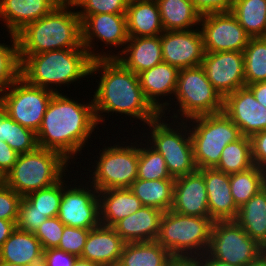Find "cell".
Returning <instances> with one entry per match:
<instances>
[{"instance_id":"cell-1","label":"cell","mask_w":266,"mask_h":266,"mask_svg":"<svg viewBox=\"0 0 266 266\" xmlns=\"http://www.w3.org/2000/svg\"><path fill=\"white\" fill-rule=\"evenodd\" d=\"M94 74H99L97 77H100L96 80L98 85L91 97L98 124L105 122V115L109 116V112H112V116L113 113L120 116L124 114L125 117H130V121L138 119L143 122V126L160 115L146 99L138 75L127 69L118 59H93L90 77Z\"/></svg>"},{"instance_id":"cell-2","label":"cell","mask_w":266,"mask_h":266,"mask_svg":"<svg viewBox=\"0 0 266 266\" xmlns=\"http://www.w3.org/2000/svg\"><path fill=\"white\" fill-rule=\"evenodd\" d=\"M62 93L53 94L36 133L37 142L38 147L59 152L66 160L74 162L99 127L93 100L79 103L80 100Z\"/></svg>"},{"instance_id":"cell-3","label":"cell","mask_w":266,"mask_h":266,"mask_svg":"<svg viewBox=\"0 0 266 266\" xmlns=\"http://www.w3.org/2000/svg\"><path fill=\"white\" fill-rule=\"evenodd\" d=\"M74 9L69 0H64L49 14L27 24L16 34L19 54L85 49L81 20Z\"/></svg>"},{"instance_id":"cell-4","label":"cell","mask_w":266,"mask_h":266,"mask_svg":"<svg viewBox=\"0 0 266 266\" xmlns=\"http://www.w3.org/2000/svg\"><path fill=\"white\" fill-rule=\"evenodd\" d=\"M20 76L29 84L59 93L67 87L90 78L93 58L86 49H62L38 54H19ZM79 81V82H78ZM56 88H55V87Z\"/></svg>"},{"instance_id":"cell-5","label":"cell","mask_w":266,"mask_h":266,"mask_svg":"<svg viewBox=\"0 0 266 266\" xmlns=\"http://www.w3.org/2000/svg\"><path fill=\"white\" fill-rule=\"evenodd\" d=\"M214 221L172 210L162 214L156 241L176 259L194 260L207 253Z\"/></svg>"},{"instance_id":"cell-6","label":"cell","mask_w":266,"mask_h":266,"mask_svg":"<svg viewBox=\"0 0 266 266\" xmlns=\"http://www.w3.org/2000/svg\"><path fill=\"white\" fill-rule=\"evenodd\" d=\"M167 117L160 114L150 121L147 124L149 130L143 127L146 128L143 131H149L148 134L142 133L143 136L139 137L163 156L168 172L173 178L191 174L197 170V167L194 161L189 125L183 120L176 122L173 119L169 122L170 118L167 119Z\"/></svg>"},{"instance_id":"cell-7","label":"cell","mask_w":266,"mask_h":266,"mask_svg":"<svg viewBox=\"0 0 266 266\" xmlns=\"http://www.w3.org/2000/svg\"><path fill=\"white\" fill-rule=\"evenodd\" d=\"M68 163L71 164L59 152L37 147L18 155L16 163L2 181L25 197L33 191L55 184L63 176L66 178Z\"/></svg>"},{"instance_id":"cell-8","label":"cell","mask_w":266,"mask_h":266,"mask_svg":"<svg viewBox=\"0 0 266 266\" xmlns=\"http://www.w3.org/2000/svg\"><path fill=\"white\" fill-rule=\"evenodd\" d=\"M173 98L174 101L169 103L170 106H167L160 114L166 116L170 114L169 112L176 110L173 111V115L169 116L176 121L182 120L181 118L183 121H187L194 117L223 111L224 98L212 86L201 65L179 70ZM174 102L175 104H173ZM172 104L175 106L174 108ZM176 105L179 107L177 108Z\"/></svg>"},{"instance_id":"cell-9","label":"cell","mask_w":266,"mask_h":266,"mask_svg":"<svg viewBox=\"0 0 266 266\" xmlns=\"http://www.w3.org/2000/svg\"><path fill=\"white\" fill-rule=\"evenodd\" d=\"M187 122L197 169L214 168L225 146L242 137L240 129L223 111L194 117Z\"/></svg>"},{"instance_id":"cell-10","label":"cell","mask_w":266,"mask_h":266,"mask_svg":"<svg viewBox=\"0 0 266 266\" xmlns=\"http://www.w3.org/2000/svg\"><path fill=\"white\" fill-rule=\"evenodd\" d=\"M132 139L136 141L132 143ZM132 139H126V142L123 141L124 144L113 142V146L111 144L105 146L97 153L99 156H96L97 160L91 165L94 169L88 170V173L92 172L89 174L88 182L98 191L129 188L137 180L139 162L137 142L139 143L140 139ZM128 140H131L130 145L127 143Z\"/></svg>"},{"instance_id":"cell-11","label":"cell","mask_w":266,"mask_h":266,"mask_svg":"<svg viewBox=\"0 0 266 266\" xmlns=\"http://www.w3.org/2000/svg\"><path fill=\"white\" fill-rule=\"evenodd\" d=\"M265 248L252 239L235 221H214L207 254L234 266H248L256 261Z\"/></svg>"},{"instance_id":"cell-12","label":"cell","mask_w":266,"mask_h":266,"mask_svg":"<svg viewBox=\"0 0 266 266\" xmlns=\"http://www.w3.org/2000/svg\"><path fill=\"white\" fill-rule=\"evenodd\" d=\"M53 94L20 76L0 93V107L14 121L37 133Z\"/></svg>"},{"instance_id":"cell-13","label":"cell","mask_w":266,"mask_h":266,"mask_svg":"<svg viewBox=\"0 0 266 266\" xmlns=\"http://www.w3.org/2000/svg\"><path fill=\"white\" fill-rule=\"evenodd\" d=\"M81 30L82 45L93 59L116 58L124 50L129 39L125 14L102 13L89 15L81 22ZM94 40L103 42L105 44L103 46H106L107 49L110 46V49L115 47L116 50L118 47L120 50L119 52L116 51V54L112 50H107V53L103 52V49L97 51L99 45L95 48L96 42Z\"/></svg>"},{"instance_id":"cell-14","label":"cell","mask_w":266,"mask_h":266,"mask_svg":"<svg viewBox=\"0 0 266 266\" xmlns=\"http://www.w3.org/2000/svg\"><path fill=\"white\" fill-rule=\"evenodd\" d=\"M76 180H72L75 183L73 186L66 183L68 181L63 177V192L57 217L65 226L91 230L101 224L98 190L89 182L76 185Z\"/></svg>"},{"instance_id":"cell-15","label":"cell","mask_w":266,"mask_h":266,"mask_svg":"<svg viewBox=\"0 0 266 266\" xmlns=\"http://www.w3.org/2000/svg\"><path fill=\"white\" fill-rule=\"evenodd\" d=\"M199 29L205 52H243L251 38L231 12L201 16Z\"/></svg>"},{"instance_id":"cell-16","label":"cell","mask_w":266,"mask_h":266,"mask_svg":"<svg viewBox=\"0 0 266 266\" xmlns=\"http://www.w3.org/2000/svg\"><path fill=\"white\" fill-rule=\"evenodd\" d=\"M201 66L212 86L223 98L246 87L243 52H205Z\"/></svg>"},{"instance_id":"cell-17","label":"cell","mask_w":266,"mask_h":266,"mask_svg":"<svg viewBox=\"0 0 266 266\" xmlns=\"http://www.w3.org/2000/svg\"><path fill=\"white\" fill-rule=\"evenodd\" d=\"M163 61L179 70L202 64L205 49L198 28L185 31H164L160 35Z\"/></svg>"},{"instance_id":"cell-18","label":"cell","mask_w":266,"mask_h":266,"mask_svg":"<svg viewBox=\"0 0 266 266\" xmlns=\"http://www.w3.org/2000/svg\"><path fill=\"white\" fill-rule=\"evenodd\" d=\"M223 112L237 125L242 136L252 137L266 130V107L243 87L224 97Z\"/></svg>"},{"instance_id":"cell-19","label":"cell","mask_w":266,"mask_h":266,"mask_svg":"<svg viewBox=\"0 0 266 266\" xmlns=\"http://www.w3.org/2000/svg\"><path fill=\"white\" fill-rule=\"evenodd\" d=\"M171 210L183 215L210 218L206 184L198 169L175 178Z\"/></svg>"},{"instance_id":"cell-20","label":"cell","mask_w":266,"mask_h":266,"mask_svg":"<svg viewBox=\"0 0 266 266\" xmlns=\"http://www.w3.org/2000/svg\"><path fill=\"white\" fill-rule=\"evenodd\" d=\"M178 74L179 69L177 67L164 61L138 74L140 86L146 99L159 113L169 106V102L173 101ZM169 96L172 97V101ZM161 97L163 99L169 98L170 101H164Z\"/></svg>"},{"instance_id":"cell-21","label":"cell","mask_w":266,"mask_h":266,"mask_svg":"<svg viewBox=\"0 0 266 266\" xmlns=\"http://www.w3.org/2000/svg\"><path fill=\"white\" fill-rule=\"evenodd\" d=\"M204 177L208 196L209 216L213 221L235 220L236 206L230 187V175L214 168L198 169Z\"/></svg>"},{"instance_id":"cell-22","label":"cell","mask_w":266,"mask_h":266,"mask_svg":"<svg viewBox=\"0 0 266 266\" xmlns=\"http://www.w3.org/2000/svg\"><path fill=\"white\" fill-rule=\"evenodd\" d=\"M64 0H0V21L16 35L27 24L52 12Z\"/></svg>"},{"instance_id":"cell-23","label":"cell","mask_w":266,"mask_h":266,"mask_svg":"<svg viewBox=\"0 0 266 266\" xmlns=\"http://www.w3.org/2000/svg\"><path fill=\"white\" fill-rule=\"evenodd\" d=\"M125 244L113 227L100 224L89 231L80 258L101 266H117Z\"/></svg>"},{"instance_id":"cell-24","label":"cell","mask_w":266,"mask_h":266,"mask_svg":"<svg viewBox=\"0 0 266 266\" xmlns=\"http://www.w3.org/2000/svg\"><path fill=\"white\" fill-rule=\"evenodd\" d=\"M163 213L157 208L142 206L134 214L118 221L113 228L126 243L156 241Z\"/></svg>"},{"instance_id":"cell-25","label":"cell","mask_w":266,"mask_h":266,"mask_svg":"<svg viewBox=\"0 0 266 266\" xmlns=\"http://www.w3.org/2000/svg\"><path fill=\"white\" fill-rule=\"evenodd\" d=\"M136 75L163 61L160 35L129 37L124 50L116 57Z\"/></svg>"},{"instance_id":"cell-26","label":"cell","mask_w":266,"mask_h":266,"mask_svg":"<svg viewBox=\"0 0 266 266\" xmlns=\"http://www.w3.org/2000/svg\"><path fill=\"white\" fill-rule=\"evenodd\" d=\"M43 249L34 233L15 229L0 249V260L24 266H41Z\"/></svg>"},{"instance_id":"cell-27","label":"cell","mask_w":266,"mask_h":266,"mask_svg":"<svg viewBox=\"0 0 266 266\" xmlns=\"http://www.w3.org/2000/svg\"><path fill=\"white\" fill-rule=\"evenodd\" d=\"M125 15L129 37H153L164 32L156 0H129Z\"/></svg>"},{"instance_id":"cell-28","label":"cell","mask_w":266,"mask_h":266,"mask_svg":"<svg viewBox=\"0 0 266 266\" xmlns=\"http://www.w3.org/2000/svg\"><path fill=\"white\" fill-rule=\"evenodd\" d=\"M98 199L100 222L109 227H113L118 221L134 214L143 206L129 188L98 191Z\"/></svg>"},{"instance_id":"cell-29","label":"cell","mask_w":266,"mask_h":266,"mask_svg":"<svg viewBox=\"0 0 266 266\" xmlns=\"http://www.w3.org/2000/svg\"><path fill=\"white\" fill-rule=\"evenodd\" d=\"M176 260L157 241L130 242L124 245L117 266H171Z\"/></svg>"},{"instance_id":"cell-30","label":"cell","mask_w":266,"mask_h":266,"mask_svg":"<svg viewBox=\"0 0 266 266\" xmlns=\"http://www.w3.org/2000/svg\"><path fill=\"white\" fill-rule=\"evenodd\" d=\"M164 31H185L198 28L201 15L191 0H156Z\"/></svg>"},{"instance_id":"cell-31","label":"cell","mask_w":266,"mask_h":266,"mask_svg":"<svg viewBox=\"0 0 266 266\" xmlns=\"http://www.w3.org/2000/svg\"><path fill=\"white\" fill-rule=\"evenodd\" d=\"M235 221L266 248V186L239 208Z\"/></svg>"},{"instance_id":"cell-32","label":"cell","mask_w":266,"mask_h":266,"mask_svg":"<svg viewBox=\"0 0 266 266\" xmlns=\"http://www.w3.org/2000/svg\"><path fill=\"white\" fill-rule=\"evenodd\" d=\"M175 179H137L129 189L142 202L143 206L154 207L162 212L171 210Z\"/></svg>"},{"instance_id":"cell-33","label":"cell","mask_w":266,"mask_h":266,"mask_svg":"<svg viewBox=\"0 0 266 266\" xmlns=\"http://www.w3.org/2000/svg\"><path fill=\"white\" fill-rule=\"evenodd\" d=\"M231 13L251 38L266 33V0H234Z\"/></svg>"},{"instance_id":"cell-34","label":"cell","mask_w":266,"mask_h":266,"mask_svg":"<svg viewBox=\"0 0 266 266\" xmlns=\"http://www.w3.org/2000/svg\"><path fill=\"white\" fill-rule=\"evenodd\" d=\"M265 186L266 172L256 165L230 175L231 194L238 208L242 207Z\"/></svg>"},{"instance_id":"cell-35","label":"cell","mask_w":266,"mask_h":266,"mask_svg":"<svg viewBox=\"0 0 266 266\" xmlns=\"http://www.w3.org/2000/svg\"><path fill=\"white\" fill-rule=\"evenodd\" d=\"M252 166H254V163L252 159L251 138L242 136L237 141L225 146L220 160L214 169L231 175L245 171Z\"/></svg>"},{"instance_id":"cell-36","label":"cell","mask_w":266,"mask_h":266,"mask_svg":"<svg viewBox=\"0 0 266 266\" xmlns=\"http://www.w3.org/2000/svg\"><path fill=\"white\" fill-rule=\"evenodd\" d=\"M0 140L6 142L19 155L38 147L36 133L14 121L1 109Z\"/></svg>"},{"instance_id":"cell-37","label":"cell","mask_w":266,"mask_h":266,"mask_svg":"<svg viewBox=\"0 0 266 266\" xmlns=\"http://www.w3.org/2000/svg\"><path fill=\"white\" fill-rule=\"evenodd\" d=\"M243 54L246 85L266 81V40L250 38Z\"/></svg>"},{"instance_id":"cell-38","label":"cell","mask_w":266,"mask_h":266,"mask_svg":"<svg viewBox=\"0 0 266 266\" xmlns=\"http://www.w3.org/2000/svg\"><path fill=\"white\" fill-rule=\"evenodd\" d=\"M137 179L149 181L175 179L168 172L163 156L153 149L147 142L144 144L142 140L139 143Z\"/></svg>"},{"instance_id":"cell-39","label":"cell","mask_w":266,"mask_h":266,"mask_svg":"<svg viewBox=\"0 0 266 266\" xmlns=\"http://www.w3.org/2000/svg\"><path fill=\"white\" fill-rule=\"evenodd\" d=\"M10 44L0 43V93L20 77L21 62L17 37L8 33Z\"/></svg>"},{"instance_id":"cell-40","label":"cell","mask_w":266,"mask_h":266,"mask_svg":"<svg viewBox=\"0 0 266 266\" xmlns=\"http://www.w3.org/2000/svg\"><path fill=\"white\" fill-rule=\"evenodd\" d=\"M62 192L63 177L49 187L27 194L25 198L35 207V210L40 211L47 218H52L58 216Z\"/></svg>"},{"instance_id":"cell-41","label":"cell","mask_w":266,"mask_h":266,"mask_svg":"<svg viewBox=\"0 0 266 266\" xmlns=\"http://www.w3.org/2000/svg\"><path fill=\"white\" fill-rule=\"evenodd\" d=\"M75 7H79L77 14L81 22L93 14H126L129 0H69ZM82 9V10H81Z\"/></svg>"},{"instance_id":"cell-42","label":"cell","mask_w":266,"mask_h":266,"mask_svg":"<svg viewBox=\"0 0 266 266\" xmlns=\"http://www.w3.org/2000/svg\"><path fill=\"white\" fill-rule=\"evenodd\" d=\"M65 225L56 216L47 218L40 227L35 231V237L40 241L42 249L57 248Z\"/></svg>"},{"instance_id":"cell-43","label":"cell","mask_w":266,"mask_h":266,"mask_svg":"<svg viewBox=\"0 0 266 266\" xmlns=\"http://www.w3.org/2000/svg\"><path fill=\"white\" fill-rule=\"evenodd\" d=\"M90 229L64 227L57 249L81 257Z\"/></svg>"},{"instance_id":"cell-44","label":"cell","mask_w":266,"mask_h":266,"mask_svg":"<svg viewBox=\"0 0 266 266\" xmlns=\"http://www.w3.org/2000/svg\"><path fill=\"white\" fill-rule=\"evenodd\" d=\"M46 219L47 217L35 210V207L25 197L22 198L16 222L17 229L35 233Z\"/></svg>"},{"instance_id":"cell-45","label":"cell","mask_w":266,"mask_h":266,"mask_svg":"<svg viewBox=\"0 0 266 266\" xmlns=\"http://www.w3.org/2000/svg\"><path fill=\"white\" fill-rule=\"evenodd\" d=\"M22 198L0 180V219L17 221Z\"/></svg>"},{"instance_id":"cell-46","label":"cell","mask_w":266,"mask_h":266,"mask_svg":"<svg viewBox=\"0 0 266 266\" xmlns=\"http://www.w3.org/2000/svg\"><path fill=\"white\" fill-rule=\"evenodd\" d=\"M77 257L57 248L43 250L41 266H73Z\"/></svg>"},{"instance_id":"cell-47","label":"cell","mask_w":266,"mask_h":266,"mask_svg":"<svg viewBox=\"0 0 266 266\" xmlns=\"http://www.w3.org/2000/svg\"><path fill=\"white\" fill-rule=\"evenodd\" d=\"M197 12L203 16L211 13L231 12L234 0H191Z\"/></svg>"},{"instance_id":"cell-48","label":"cell","mask_w":266,"mask_h":266,"mask_svg":"<svg viewBox=\"0 0 266 266\" xmlns=\"http://www.w3.org/2000/svg\"><path fill=\"white\" fill-rule=\"evenodd\" d=\"M252 159L254 165L266 172V130L251 137Z\"/></svg>"},{"instance_id":"cell-49","label":"cell","mask_w":266,"mask_h":266,"mask_svg":"<svg viewBox=\"0 0 266 266\" xmlns=\"http://www.w3.org/2000/svg\"><path fill=\"white\" fill-rule=\"evenodd\" d=\"M18 155L6 142L0 140V180L12 169Z\"/></svg>"},{"instance_id":"cell-50","label":"cell","mask_w":266,"mask_h":266,"mask_svg":"<svg viewBox=\"0 0 266 266\" xmlns=\"http://www.w3.org/2000/svg\"><path fill=\"white\" fill-rule=\"evenodd\" d=\"M253 93L255 99L266 107V81L246 85Z\"/></svg>"},{"instance_id":"cell-51","label":"cell","mask_w":266,"mask_h":266,"mask_svg":"<svg viewBox=\"0 0 266 266\" xmlns=\"http://www.w3.org/2000/svg\"><path fill=\"white\" fill-rule=\"evenodd\" d=\"M17 221L0 219V249L3 243L9 238L12 232L16 229Z\"/></svg>"},{"instance_id":"cell-52","label":"cell","mask_w":266,"mask_h":266,"mask_svg":"<svg viewBox=\"0 0 266 266\" xmlns=\"http://www.w3.org/2000/svg\"><path fill=\"white\" fill-rule=\"evenodd\" d=\"M197 266H234L211 258L207 253L194 259Z\"/></svg>"},{"instance_id":"cell-53","label":"cell","mask_w":266,"mask_h":266,"mask_svg":"<svg viewBox=\"0 0 266 266\" xmlns=\"http://www.w3.org/2000/svg\"><path fill=\"white\" fill-rule=\"evenodd\" d=\"M73 266H101V265L93 263V262H90V261H87L85 259H82V258L78 257L76 259V261L74 262Z\"/></svg>"},{"instance_id":"cell-54","label":"cell","mask_w":266,"mask_h":266,"mask_svg":"<svg viewBox=\"0 0 266 266\" xmlns=\"http://www.w3.org/2000/svg\"><path fill=\"white\" fill-rule=\"evenodd\" d=\"M171 266H197L194 260L177 259Z\"/></svg>"},{"instance_id":"cell-55","label":"cell","mask_w":266,"mask_h":266,"mask_svg":"<svg viewBox=\"0 0 266 266\" xmlns=\"http://www.w3.org/2000/svg\"><path fill=\"white\" fill-rule=\"evenodd\" d=\"M248 266H266V252H264L256 261Z\"/></svg>"},{"instance_id":"cell-56","label":"cell","mask_w":266,"mask_h":266,"mask_svg":"<svg viewBox=\"0 0 266 266\" xmlns=\"http://www.w3.org/2000/svg\"><path fill=\"white\" fill-rule=\"evenodd\" d=\"M0 266H24V265H19V264H10L4 261L0 260Z\"/></svg>"}]
</instances>
